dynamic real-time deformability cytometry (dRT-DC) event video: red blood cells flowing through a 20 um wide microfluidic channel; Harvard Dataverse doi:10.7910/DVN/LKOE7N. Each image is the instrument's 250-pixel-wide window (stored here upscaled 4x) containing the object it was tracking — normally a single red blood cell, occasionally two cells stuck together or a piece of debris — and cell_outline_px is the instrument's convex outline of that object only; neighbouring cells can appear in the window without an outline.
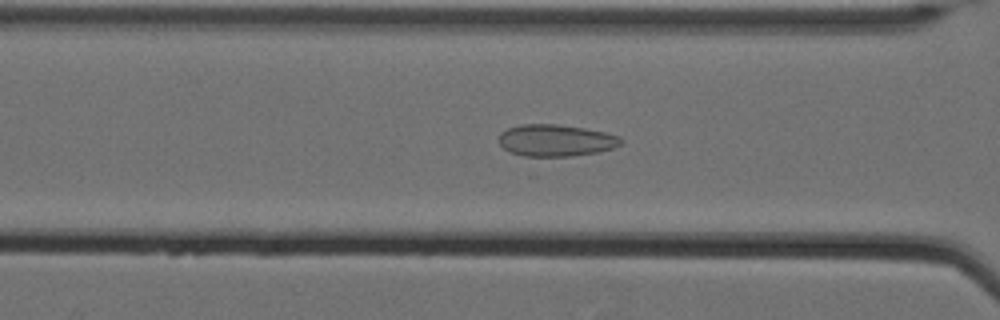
{"species": "Egyptian fruit bat (a non-hibernating species)", "species_latin": "Rousettus aegyptiacus", "temperature_condition": "cold", "stored_images_in_passage": 43, "camera_frame_rate_fps": 3000, "um_per_image_px": 0.085, "animal": {"sex": "female"}, "frame": {"image": 1, "passage_image": 10, "time_ms": 3.0, "image_size_px": [1000, 320], "cell_outline_px": [[624, 140], [620, 144], [612, 148], [596, 152], [572, 156], [524, 156], [508, 152], [500, 144], [500, 132], [508, 128], [520, 124], [556, 124], [584, 128], [604, 132], [620, 136]], "centroid_in_image_um": [47.23, 11.93], "position_along_channel_um": 119.4, "area_um2": 22.6}}
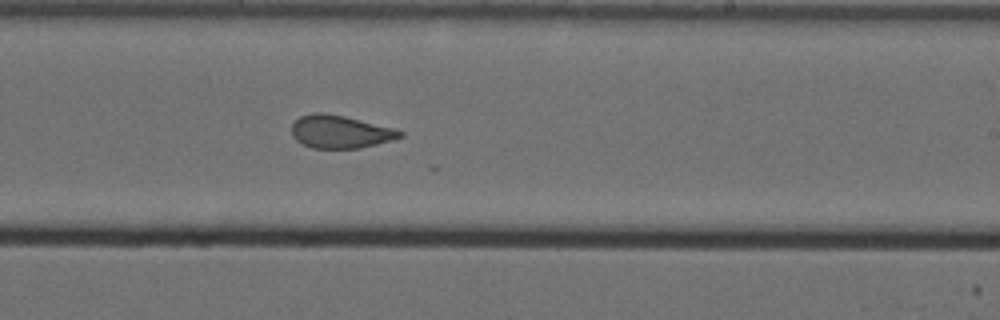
{"frame": {"image": 2, "passage_image": 22, "time_ms": 7.0, "image_size_px": [1000, 320], "cell_outline_px": [[404, 136], [392, 140], [360, 148], [312, 148], [296, 140], [292, 136], [292, 124], [300, 116], [312, 112], [324, 112], [344, 116], [396, 128], [404, 132]], "centroid_in_image_um": [28.93, 11.19], "position_along_channel_um": 260.1, "area_um2": 20.87}}
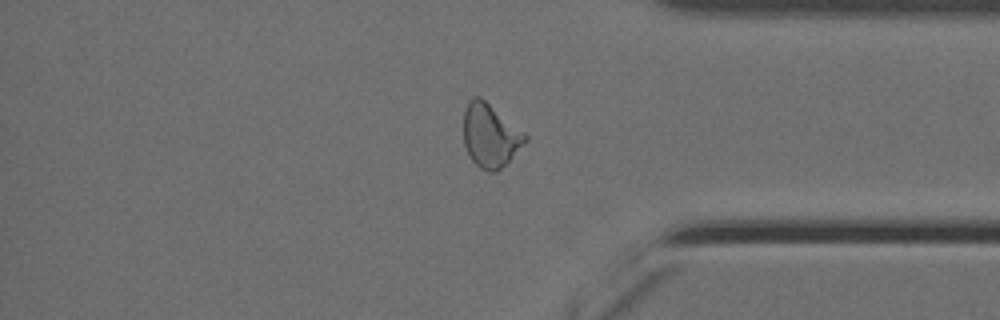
{"frame": {"image": 3, "passage_image": 34, "time_ms": 11.0, "image_size_px": [1000, 320], "cell_outline_px": [[528, 140], [496, 172], [488, 172], [480, 168], [472, 160], [464, 144], [464, 108], [468, 100], [476, 96], [480, 96], [524, 132], [528, 136]], "centroid_in_image_um": [41.65, 11.5], "position_along_channel_um": 393.5, "area_um2": 22.54}}